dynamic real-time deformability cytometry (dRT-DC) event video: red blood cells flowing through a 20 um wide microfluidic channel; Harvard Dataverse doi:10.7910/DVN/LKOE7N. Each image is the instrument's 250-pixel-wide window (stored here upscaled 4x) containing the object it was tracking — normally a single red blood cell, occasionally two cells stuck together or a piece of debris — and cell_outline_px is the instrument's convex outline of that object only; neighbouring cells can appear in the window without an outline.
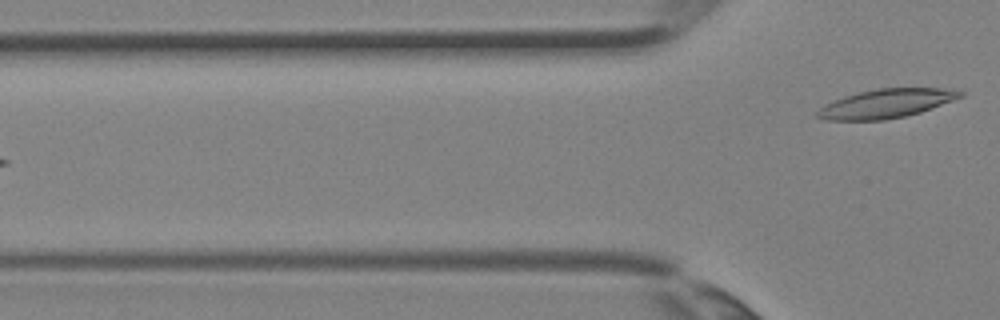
{"species": "Egyptian fruit bat (a non-hibernating species)", "species_latin": "Rousettus aegyptiacus", "temperature_condition": "room temperature", "stored_images_in_passage": 5, "camera_frame_rate_fps": 3000, "um_per_image_px": 0.085, "animal": {"sex": "female"}, "frame": {"image": 1, "passage_image": 5, "time_ms": 1.333, "image_size_px": [1000, 320], "cell_outline_px": [[964, 96], [920, 112], [904, 116], [884, 120], [824, 120], [816, 116], [816, 112], [824, 104], [844, 96], [876, 88], [952, 88], [964, 92]], "centroid_in_image_um": [75.32, 8.79], "position_along_channel_um": 50.5, "area_um2": 24.04}}